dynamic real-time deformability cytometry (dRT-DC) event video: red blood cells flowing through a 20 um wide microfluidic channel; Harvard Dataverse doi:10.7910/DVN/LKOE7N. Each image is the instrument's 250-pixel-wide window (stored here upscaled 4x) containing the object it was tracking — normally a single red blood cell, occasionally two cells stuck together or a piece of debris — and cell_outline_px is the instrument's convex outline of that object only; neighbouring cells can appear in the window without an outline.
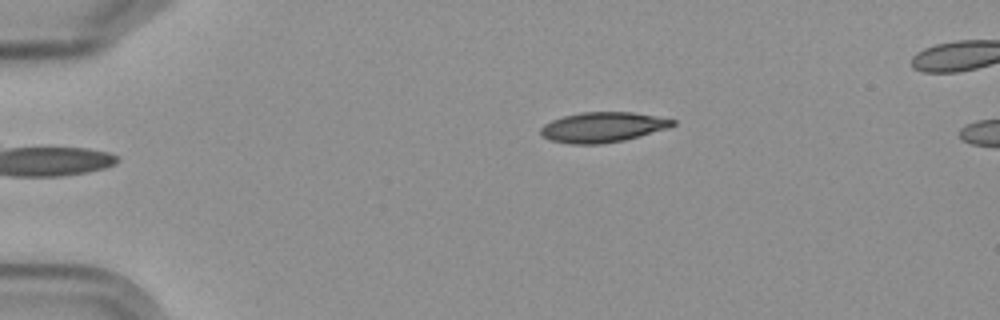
{"species": "Egyptian fruit bat (a non-hibernating species)", "species_latin": "Rousettus aegyptiacus", "temperature_condition": "cold", "stored_images_in_passage": 4, "camera_frame_rate_fps": 3000, "um_per_image_px": 0.085, "frame": {"image": 1, "passage_image": 4, "time_ms": 4.0, "image_size_px": [1000, 320], "cell_outline_px": [[676, 124], [668, 128], [624, 140], [600, 144], [568, 144], [552, 140], [540, 136], [540, 128], [544, 124], [552, 120], [564, 116], [580, 112], [632, 112], [676, 120]], "centroid_in_image_um": [51.2, 10.81], "position_along_channel_um": 33.8, "area_um2": 23.12}}